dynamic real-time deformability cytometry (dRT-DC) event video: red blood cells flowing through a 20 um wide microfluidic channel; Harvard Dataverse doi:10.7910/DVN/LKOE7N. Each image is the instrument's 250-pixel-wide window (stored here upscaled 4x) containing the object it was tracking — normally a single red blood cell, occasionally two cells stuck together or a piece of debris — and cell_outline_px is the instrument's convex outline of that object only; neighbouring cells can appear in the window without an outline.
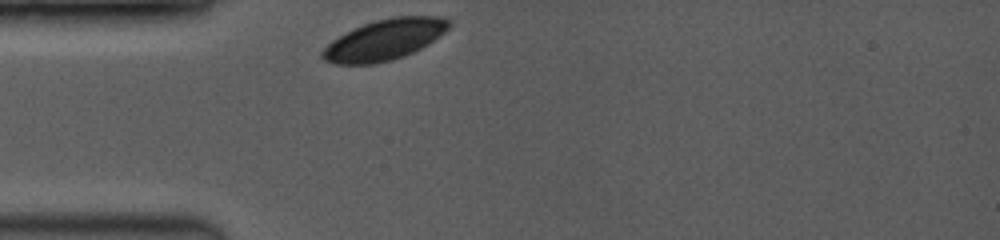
{"species": "common noctule bat (a hibernating species)", "species_latin": "Nyctalus noctula", "temperature_condition": "room temperature", "stored_images_in_passage": 11, "camera_frame_rate_fps": 3500, "um_per_image_px": 0.085, "animal": {"sex": "female", "body_mass_g": 19.0, "forearm_length_mm": 53.3}, "frame": {"image": 1, "passage_image": 1, "time_ms": 0.0, "image_size_px": [1000, 240], "cell_outline_px": [[452, 24], [440, 36], [428, 44], [404, 56], [392, 60], [372, 64], [336, 64], [324, 60], [320, 56], [320, 52], [332, 40], [364, 24], [376, 20], [392, 16], [444, 16], [452, 20]], "centroid_in_image_um": [32.72, 3.37], "position_along_channel_um": 52.3, "area_um2": 30.0}}
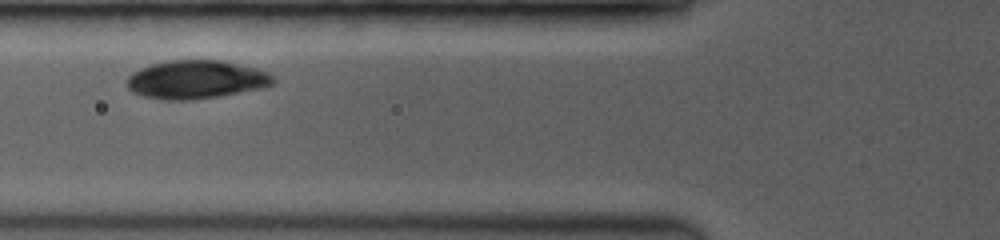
{"frame": {"image": 2, "passage_image": 5, "time_ms": 1.714, "image_size_px": [1000, 240], "cell_outline_px": [[276, 80], [272, 84], [260, 88], [220, 96], [192, 100], [164, 100], [144, 96], [132, 92], [128, 88], [128, 76], [132, 72], [140, 68], [152, 64], [168, 60], [220, 60], [256, 68], [268, 72]], "centroid_in_image_um": [16.65, 6.76], "position_along_channel_um": 109.1, "area_um2": 32.66}}